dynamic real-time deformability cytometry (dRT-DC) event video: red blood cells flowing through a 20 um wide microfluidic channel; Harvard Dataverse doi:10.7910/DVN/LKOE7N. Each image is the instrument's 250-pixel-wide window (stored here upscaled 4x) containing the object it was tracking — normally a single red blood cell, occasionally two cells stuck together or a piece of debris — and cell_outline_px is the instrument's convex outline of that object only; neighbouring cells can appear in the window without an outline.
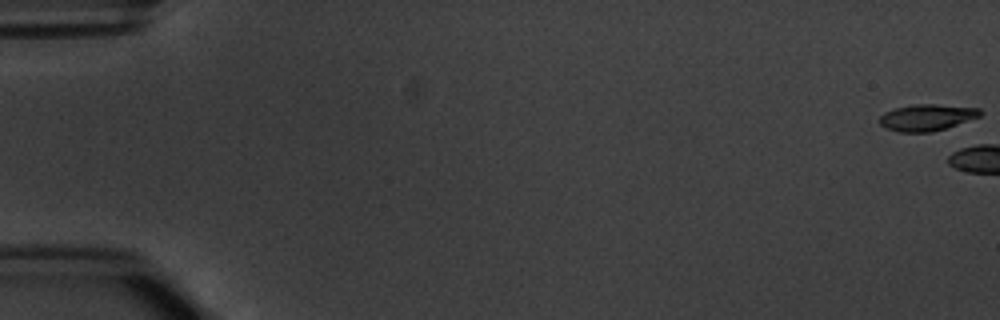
{"species": "common noctule bat (a hibernating species)", "species_latin": "Nyctalus noctula", "temperature_condition": "warm", "stored_images_in_passage": 3, "camera_frame_rate_fps": 3000, "um_per_image_px": 0.085, "animal": {"sex": "male", "body_mass_g": 20.1, "forearm_length_mm": 53.5}, "frame": {"image": 1, "passage_image": 1, "time_ms": 0.0, "image_size_px": [1000, 320], "cell_outline_px": [[984, 112], [980, 116], [932, 132], [900, 132], [888, 128], [880, 124], [880, 116], [884, 112], [896, 108], [916, 104], [936, 104], [980, 108]], "centroid_in_image_um": [78.8, 9.97], "position_along_channel_um": 6.2, "area_um2": 15.32}}